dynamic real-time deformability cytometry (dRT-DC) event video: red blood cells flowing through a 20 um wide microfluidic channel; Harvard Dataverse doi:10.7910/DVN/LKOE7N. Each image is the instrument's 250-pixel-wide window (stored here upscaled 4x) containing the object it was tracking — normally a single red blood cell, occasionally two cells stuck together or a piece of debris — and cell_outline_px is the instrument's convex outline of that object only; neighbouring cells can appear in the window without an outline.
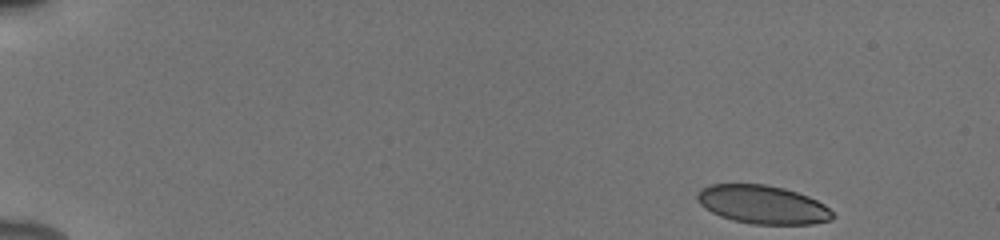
{"species": "human", "species_latin": "Homo sapiens", "temperature_condition": "cold", "stored_images_in_passage": 12, "camera_frame_rate_fps": 3000, "um_per_image_px": 0.085, "donor": {"sex": "male"}, "frame": {"image": 1, "passage_image": 1, "time_ms": 0.0, "image_size_px": [1000, 240], "cell_outline_px": [[836, 216], [832, 220], [812, 224], [752, 224], [732, 220], [720, 216], [704, 208], [700, 204], [696, 196], [696, 192], [700, 188], [712, 184], [764, 184], [784, 188], [808, 196], [824, 204]], "centroid_in_image_um": [64.81, 17.39], "position_along_channel_um": 20.2, "area_um2": 30.46}}